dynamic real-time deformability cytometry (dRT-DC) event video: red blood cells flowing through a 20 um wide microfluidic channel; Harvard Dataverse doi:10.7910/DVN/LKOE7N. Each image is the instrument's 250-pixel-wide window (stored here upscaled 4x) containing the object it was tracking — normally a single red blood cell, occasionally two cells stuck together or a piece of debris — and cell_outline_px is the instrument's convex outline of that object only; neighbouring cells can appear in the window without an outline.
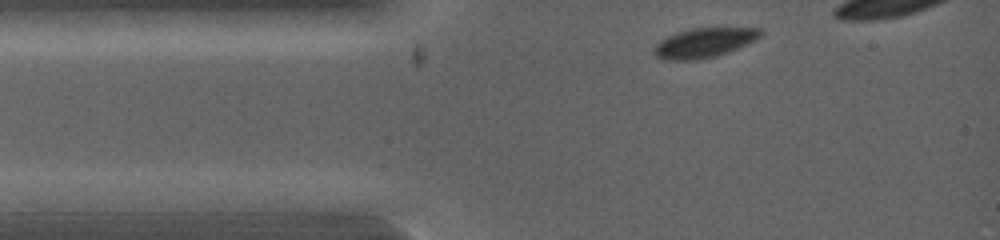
{"species": "common noctule bat (a hibernating species)", "species_latin": "Nyctalus noctula", "temperature_condition": "warm", "stored_images_in_passage": 3, "camera_frame_rate_fps": 5000, "um_per_image_px": 0.085, "animal": {"sex": "female", "body_mass_g": 19.0, "forearm_length_mm": 53.3}, "frame": {"image": 1, "passage_image": 1, "time_ms": 0.0, "image_size_px": [1000, 240], "cell_outline_px": [[764, 32], [760, 36], [728, 52], [716, 56], [696, 60], [664, 60], [656, 56], [652, 52], [656, 44], [660, 40], [676, 32], [692, 28], [764, 28]], "centroid_in_image_um": [59.8, 3.63], "position_along_channel_um": 25.2, "area_um2": 18.21}}